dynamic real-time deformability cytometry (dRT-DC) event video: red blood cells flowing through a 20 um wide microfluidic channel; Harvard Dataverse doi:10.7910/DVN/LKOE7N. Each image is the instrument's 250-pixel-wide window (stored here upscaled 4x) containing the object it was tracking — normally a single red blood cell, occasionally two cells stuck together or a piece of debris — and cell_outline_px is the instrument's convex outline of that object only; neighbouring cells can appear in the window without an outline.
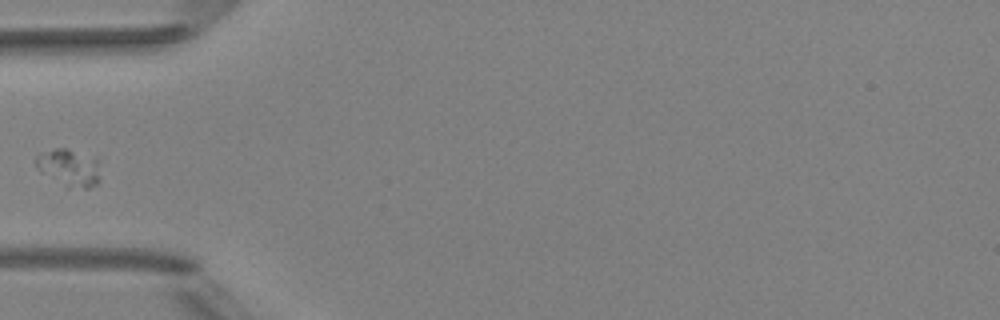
{"species": "Egyptian fruit bat (a non-hibernating species)", "species_latin": "Rousettus aegyptiacus", "temperature_condition": "room temperature", "stored_images_in_passage": 5, "camera_frame_rate_fps": 3000, "um_per_image_px": 0.085, "animal": {"sex": "female"}, "frame": {"image": 1, "passage_image": 3, "time_ms": 3.333, "image_size_px": [1000, 320], "cell_outline_px": [[100, 180], [96, 184], [88, 188], [68, 188], [40, 172], [36, 168], [36, 156], [40, 152], [56, 148], [68, 148], [100, 156]], "centroid_in_image_um": [5.94, 14.22], "position_along_channel_um": 79.1, "area_um2": 14.74}}
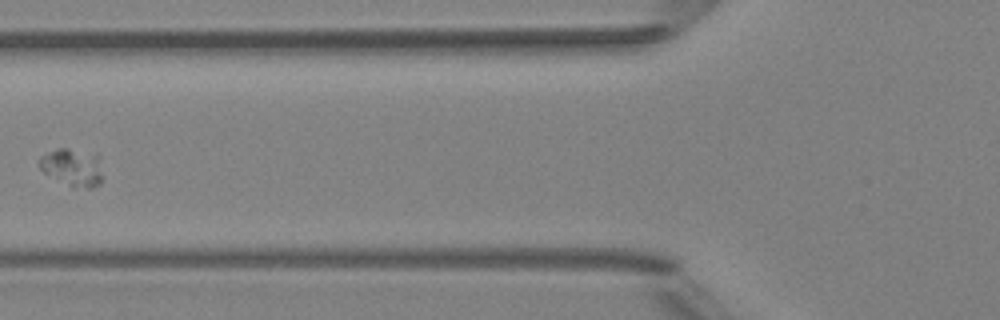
{"frame": {"image": 2, "passage_image": 4, "time_ms": 4.333, "image_size_px": [1000, 320], "cell_outline_px": [[100, 184], [92, 188], [72, 188], [44, 172], [40, 168], [40, 156], [56, 148], [68, 148], [96, 156], [100, 172]], "centroid_in_image_um": [6.1, 14.25], "position_along_channel_um": 119.7, "area_um2": 13.35}}
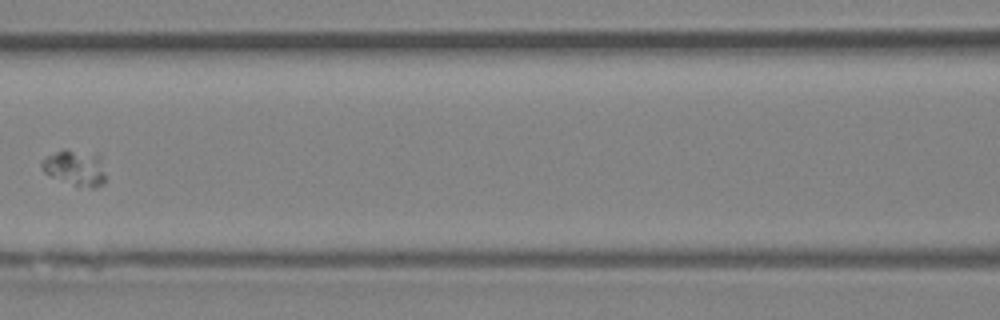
{"frame": {"image": 3, "passage_image": 5, "time_ms": 5.333, "image_size_px": [1000, 320], "cell_outline_px": [[104, 184], [96, 188], [92, 188], [76, 184], [48, 176], [40, 168], [40, 164], [48, 156], [64, 148], [100, 156], [104, 172]], "centroid_in_image_um": [6.37, 14.27], "position_along_channel_um": 160.2, "area_um2": 12.95}}